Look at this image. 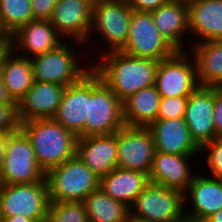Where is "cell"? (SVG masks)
I'll use <instances>...</instances> for the list:
<instances>
[{
    "instance_id": "3",
    "label": "cell",
    "mask_w": 222,
    "mask_h": 222,
    "mask_svg": "<svg viewBox=\"0 0 222 222\" xmlns=\"http://www.w3.org/2000/svg\"><path fill=\"white\" fill-rule=\"evenodd\" d=\"M50 201L83 202L99 187V178L75 155L45 173Z\"/></svg>"
},
{
    "instance_id": "27",
    "label": "cell",
    "mask_w": 222,
    "mask_h": 222,
    "mask_svg": "<svg viewBox=\"0 0 222 222\" xmlns=\"http://www.w3.org/2000/svg\"><path fill=\"white\" fill-rule=\"evenodd\" d=\"M161 99L155 85L137 91L122 103L124 124L148 127L157 120Z\"/></svg>"
},
{
    "instance_id": "26",
    "label": "cell",
    "mask_w": 222,
    "mask_h": 222,
    "mask_svg": "<svg viewBox=\"0 0 222 222\" xmlns=\"http://www.w3.org/2000/svg\"><path fill=\"white\" fill-rule=\"evenodd\" d=\"M189 49L200 86H222V40L196 43Z\"/></svg>"
},
{
    "instance_id": "5",
    "label": "cell",
    "mask_w": 222,
    "mask_h": 222,
    "mask_svg": "<svg viewBox=\"0 0 222 222\" xmlns=\"http://www.w3.org/2000/svg\"><path fill=\"white\" fill-rule=\"evenodd\" d=\"M72 43L64 41L57 48L30 58L33 70V79L40 82L56 83L68 86L78 82L86 73L92 69V65L88 67L82 65L83 61H79L83 57H79L72 48ZM74 52V53H73ZM81 64V65H80ZM85 67V68H84Z\"/></svg>"
},
{
    "instance_id": "40",
    "label": "cell",
    "mask_w": 222,
    "mask_h": 222,
    "mask_svg": "<svg viewBox=\"0 0 222 222\" xmlns=\"http://www.w3.org/2000/svg\"><path fill=\"white\" fill-rule=\"evenodd\" d=\"M5 222H34L32 219L23 215H17L13 217H3Z\"/></svg>"
},
{
    "instance_id": "36",
    "label": "cell",
    "mask_w": 222,
    "mask_h": 222,
    "mask_svg": "<svg viewBox=\"0 0 222 222\" xmlns=\"http://www.w3.org/2000/svg\"><path fill=\"white\" fill-rule=\"evenodd\" d=\"M169 0H126L128 5L134 11H146L152 12L158 9L161 5H164Z\"/></svg>"
},
{
    "instance_id": "31",
    "label": "cell",
    "mask_w": 222,
    "mask_h": 222,
    "mask_svg": "<svg viewBox=\"0 0 222 222\" xmlns=\"http://www.w3.org/2000/svg\"><path fill=\"white\" fill-rule=\"evenodd\" d=\"M206 151V164L211 171V177L222 179V137H216L212 141L200 147V154Z\"/></svg>"
},
{
    "instance_id": "18",
    "label": "cell",
    "mask_w": 222,
    "mask_h": 222,
    "mask_svg": "<svg viewBox=\"0 0 222 222\" xmlns=\"http://www.w3.org/2000/svg\"><path fill=\"white\" fill-rule=\"evenodd\" d=\"M117 132L78 137L76 155L100 179L118 167Z\"/></svg>"
},
{
    "instance_id": "38",
    "label": "cell",
    "mask_w": 222,
    "mask_h": 222,
    "mask_svg": "<svg viewBox=\"0 0 222 222\" xmlns=\"http://www.w3.org/2000/svg\"><path fill=\"white\" fill-rule=\"evenodd\" d=\"M7 103H15L12 101V99L9 97L6 86L3 82V78L0 74V104H7Z\"/></svg>"
},
{
    "instance_id": "9",
    "label": "cell",
    "mask_w": 222,
    "mask_h": 222,
    "mask_svg": "<svg viewBox=\"0 0 222 222\" xmlns=\"http://www.w3.org/2000/svg\"><path fill=\"white\" fill-rule=\"evenodd\" d=\"M130 218L155 222H186L184 194L150 182L131 206Z\"/></svg>"
},
{
    "instance_id": "25",
    "label": "cell",
    "mask_w": 222,
    "mask_h": 222,
    "mask_svg": "<svg viewBox=\"0 0 222 222\" xmlns=\"http://www.w3.org/2000/svg\"><path fill=\"white\" fill-rule=\"evenodd\" d=\"M0 74L9 97L18 104L34 82L30 58L19 56L10 49L2 60Z\"/></svg>"
},
{
    "instance_id": "2",
    "label": "cell",
    "mask_w": 222,
    "mask_h": 222,
    "mask_svg": "<svg viewBox=\"0 0 222 222\" xmlns=\"http://www.w3.org/2000/svg\"><path fill=\"white\" fill-rule=\"evenodd\" d=\"M20 129L30 140L45 173L76 155L77 137L53 119L20 122Z\"/></svg>"
},
{
    "instance_id": "22",
    "label": "cell",
    "mask_w": 222,
    "mask_h": 222,
    "mask_svg": "<svg viewBox=\"0 0 222 222\" xmlns=\"http://www.w3.org/2000/svg\"><path fill=\"white\" fill-rule=\"evenodd\" d=\"M187 3L189 35L195 37L191 39L193 44L188 45L222 40V0H187Z\"/></svg>"
},
{
    "instance_id": "4",
    "label": "cell",
    "mask_w": 222,
    "mask_h": 222,
    "mask_svg": "<svg viewBox=\"0 0 222 222\" xmlns=\"http://www.w3.org/2000/svg\"><path fill=\"white\" fill-rule=\"evenodd\" d=\"M124 126L122 102L91 69V96L88 99L84 137L114 134Z\"/></svg>"
},
{
    "instance_id": "15",
    "label": "cell",
    "mask_w": 222,
    "mask_h": 222,
    "mask_svg": "<svg viewBox=\"0 0 222 222\" xmlns=\"http://www.w3.org/2000/svg\"><path fill=\"white\" fill-rule=\"evenodd\" d=\"M214 103L215 86H199L188 96L184 120L199 147L216 138Z\"/></svg>"
},
{
    "instance_id": "29",
    "label": "cell",
    "mask_w": 222,
    "mask_h": 222,
    "mask_svg": "<svg viewBox=\"0 0 222 222\" xmlns=\"http://www.w3.org/2000/svg\"><path fill=\"white\" fill-rule=\"evenodd\" d=\"M32 20L31 0H0V27L6 36Z\"/></svg>"
},
{
    "instance_id": "11",
    "label": "cell",
    "mask_w": 222,
    "mask_h": 222,
    "mask_svg": "<svg viewBox=\"0 0 222 222\" xmlns=\"http://www.w3.org/2000/svg\"><path fill=\"white\" fill-rule=\"evenodd\" d=\"M155 86L162 98L189 96L193 93L200 85L191 53L188 50L177 51L170 58L159 61Z\"/></svg>"
},
{
    "instance_id": "23",
    "label": "cell",
    "mask_w": 222,
    "mask_h": 222,
    "mask_svg": "<svg viewBox=\"0 0 222 222\" xmlns=\"http://www.w3.org/2000/svg\"><path fill=\"white\" fill-rule=\"evenodd\" d=\"M151 14L155 26L168 42L177 51H187L186 42L183 41V36L190 33L187 0H169L166 4L152 11Z\"/></svg>"
},
{
    "instance_id": "8",
    "label": "cell",
    "mask_w": 222,
    "mask_h": 222,
    "mask_svg": "<svg viewBox=\"0 0 222 222\" xmlns=\"http://www.w3.org/2000/svg\"><path fill=\"white\" fill-rule=\"evenodd\" d=\"M45 172L38 165L32 144L19 128L5 136L4 165L0 184H30L40 182Z\"/></svg>"
},
{
    "instance_id": "39",
    "label": "cell",
    "mask_w": 222,
    "mask_h": 222,
    "mask_svg": "<svg viewBox=\"0 0 222 222\" xmlns=\"http://www.w3.org/2000/svg\"><path fill=\"white\" fill-rule=\"evenodd\" d=\"M5 156V136H0V174L4 165Z\"/></svg>"
},
{
    "instance_id": "41",
    "label": "cell",
    "mask_w": 222,
    "mask_h": 222,
    "mask_svg": "<svg viewBox=\"0 0 222 222\" xmlns=\"http://www.w3.org/2000/svg\"><path fill=\"white\" fill-rule=\"evenodd\" d=\"M204 222H222V208L208 217Z\"/></svg>"
},
{
    "instance_id": "37",
    "label": "cell",
    "mask_w": 222,
    "mask_h": 222,
    "mask_svg": "<svg viewBox=\"0 0 222 222\" xmlns=\"http://www.w3.org/2000/svg\"><path fill=\"white\" fill-rule=\"evenodd\" d=\"M11 49V38L7 37L4 39H0V67L4 56L9 52Z\"/></svg>"
},
{
    "instance_id": "42",
    "label": "cell",
    "mask_w": 222,
    "mask_h": 222,
    "mask_svg": "<svg viewBox=\"0 0 222 222\" xmlns=\"http://www.w3.org/2000/svg\"><path fill=\"white\" fill-rule=\"evenodd\" d=\"M129 222H155V221H149L144 219H136V218H130Z\"/></svg>"
},
{
    "instance_id": "45",
    "label": "cell",
    "mask_w": 222,
    "mask_h": 222,
    "mask_svg": "<svg viewBox=\"0 0 222 222\" xmlns=\"http://www.w3.org/2000/svg\"><path fill=\"white\" fill-rule=\"evenodd\" d=\"M186 222H199V221H190V220H186Z\"/></svg>"
},
{
    "instance_id": "43",
    "label": "cell",
    "mask_w": 222,
    "mask_h": 222,
    "mask_svg": "<svg viewBox=\"0 0 222 222\" xmlns=\"http://www.w3.org/2000/svg\"><path fill=\"white\" fill-rule=\"evenodd\" d=\"M8 36L5 35V33L2 31L1 27H0V39H4L7 38Z\"/></svg>"
},
{
    "instance_id": "32",
    "label": "cell",
    "mask_w": 222,
    "mask_h": 222,
    "mask_svg": "<svg viewBox=\"0 0 222 222\" xmlns=\"http://www.w3.org/2000/svg\"><path fill=\"white\" fill-rule=\"evenodd\" d=\"M188 96L162 98L157 119L184 118Z\"/></svg>"
},
{
    "instance_id": "7",
    "label": "cell",
    "mask_w": 222,
    "mask_h": 222,
    "mask_svg": "<svg viewBox=\"0 0 222 222\" xmlns=\"http://www.w3.org/2000/svg\"><path fill=\"white\" fill-rule=\"evenodd\" d=\"M50 205L46 179L30 184H0V217L23 215L46 222Z\"/></svg>"
},
{
    "instance_id": "13",
    "label": "cell",
    "mask_w": 222,
    "mask_h": 222,
    "mask_svg": "<svg viewBox=\"0 0 222 222\" xmlns=\"http://www.w3.org/2000/svg\"><path fill=\"white\" fill-rule=\"evenodd\" d=\"M94 0H58L49 19L65 40L88 42Z\"/></svg>"
},
{
    "instance_id": "10",
    "label": "cell",
    "mask_w": 222,
    "mask_h": 222,
    "mask_svg": "<svg viewBox=\"0 0 222 222\" xmlns=\"http://www.w3.org/2000/svg\"><path fill=\"white\" fill-rule=\"evenodd\" d=\"M121 51L131 56L157 61L170 58L177 52L155 26L151 12L134 10L129 35Z\"/></svg>"
},
{
    "instance_id": "24",
    "label": "cell",
    "mask_w": 222,
    "mask_h": 222,
    "mask_svg": "<svg viewBox=\"0 0 222 222\" xmlns=\"http://www.w3.org/2000/svg\"><path fill=\"white\" fill-rule=\"evenodd\" d=\"M149 183L147 173L116 167L99 179V188L113 199L131 208L137 196Z\"/></svg>"
},
{
    "instance_id": "20",
    "label": "cell",
    "mask_w": 222,
    "mask_h": 222,
    "mask_svg": "<svg viewBox=\"0 0 222 222\" xmlns=\"http://www.w3.org/2000/svg\"><path fill=\"white\" fill-rule=\"evenodd\" d=\"M192 158V155H176L155 151L149 181L184 194L196 174L190 167L192 164L188 162Z\"/></svg>"
},
{
    "instance_id": "1",
    "label": "cell",
    "mask_w": 222,
    "mask_h": 222,
    "mask_svg": "<svg viewBox=\"0 0 222 222\" xmlns=\"http://www.w3.org/2000/svg\"><path fill=\"white\" fill-rule=\"evenodd\" d=\"M102 57V58H101ZM92 69L123 103L137 91L155 85L159 61L128 55L121 50L104 52Z\"/></svg>"
},
{
    "instance_id": "16",
    "label": "cell",
    "mask_w": 222,
    "mask_h": 222,
    "mask_svg": "<svg viewBox=\"0 0 222 222\" xmlns=\"http://www.w3.org/2000/svg\"><path fill=\"white\" fill-rule=\"evenodd\" d=\"M204 175L195 174L184 193L186 220L204 222L222 208V179ZM187 202H191L189 208L193 207L190 212Z\"/></svg>"
},
{
    "instance_id": "19",
    "label": "cell",
    "mask_w": 222,
    "mask_h": 222,
    "mask_svg": "<svg viewBox=\"0 0 222 222\" xmlns=\"http://www.w3.org/2000/svg\"><path fill=\"white\" fill-rule=\"evenodd\" d=\"M66 86L56 83L35 81L31 89L17 104L19 123L52 119L60 104Z\"/></svg>"
},
{
    "instance_id": "17",
    "label": "cell",
    "mask_w": 222,
    "mask_h": 222,
    "mask_svg": "<svg viewBox=\"0 0 222 222\" xmlns=\"http://www.w3.org/2000/svg\"><path fill=\"white\" fill-rule=\"evenodd\" d=\"M10 38L11 49L14 53L19 52L17 55L26 58L44 54L57 48L65 41L49 20L40 19H34L21 26Z\"/></svg>"
},
{
    "instance_id": "12",
    "label": "cell",
    "mask_w": 222,
    "mask_h": 222,
    "mask_svg": "<svg viewBox=\"0 0 222 222\" xmlns=\"http://www.w3.org/2000/svg\"><path fill=\"white\" fill-rule=\"evenodd\" d=\"M117 145L119 168L149 175L156 150L148 127L125 125L117 131Z\"/></svg>"
},
{
    "instance_id": "30",
    "label": "cell",
    "mask_w": 222,
    "mask_h": 222,
    "mask_svg": "<svg viewBox=\"0 0 222 222\" xmlns=\"http://www.w3.org/2000/svg\"><path fill=\"white\" fill-rule=\"evenodd\" d=\"M46 222H88L83 202L50 201Z\"/></svg>"
},
{
    "instance_id": "44",
    "label": "cell",
    "mask_w": 222,
    "mask_h": 222,
    "mask_svg": "<svg viewBox=\"0 0 222 222\" xmlns=\"http://www.w3.org/2000/svg\"><path fill=\"white\" fill-rule=\"evenodd\" d=\"M0 222H5L3 217H0Z\"/></svg>"
},
{
    "instance_id": "35",
    "label": "cell",
    "mask_w": 222,
    "mask_h": 222,
    "mask_svg": "<svg viewBox=\"0 0 222 222\" xmlns=\"http://www.w3.org/2000/svg\"><path fill=\"white\" fill-rule=\"evenodd\" d=\"M213 120L216 130V137H222V86H215Z\"/></svg>"
},
{
    "instance_id": "28",
    "label": "cell",
    "mask_w": 222,
    "mask_h": 222,
    "mask_svg": "<svg viewBox=\"0 0 222 222\" xmlns=\"http://www.w3.org/2000/svg\"><path fill=\"white\" fill-rule=\"evenodd\" d=\"M88 222H129L130 208L107 195L101 188L83 201Z\"/></svg>"
},
{
    "instance_id": "21",
    "label": "cell",
    "mask_w": 222,
    "mask_h": 222,
    "mask_svg": "<svg viewBox=\"0 0 222 222\" xmlns=\"http://www.w3.org/2000/svg\"><path fill=\"white\" fill-rule=\"evenodd\" d=\"M148 128L151 130L155 150L176 155H200V147L192 139L184 118L157 119Z\"/></svg>"
},
{
    "instance_id": "14",
    "label": "cell",
    "mask_w": 222,
    "mask_h": 222,
    "mask_svg": "<svg viewBox=\"0 0 222 222\" xmlns=\"http://www.w3.org/2000/svg\"><path fill=\"white\" fill-rule=\"evenodd\" d=\"M91 96V70L78 82L66 86L53 120L77 138L84 137V124L88 116V99Z\"/></svg>"
},
{
    "instance_id": "6",
    "label": "cell",
    "mask_w": 222,
    "mask_h": 222,
    "mask_svg": "<svg viewBox=\"0 0 222 222\" xmlns=\"http://www.w3.org/2000/svg\"><path fill=\"white\" fill-rule=\"evenodd\" d=\"M133 9L126 0H94L88 42L93 34H99L105 40L102 51L121 50L129 35Z\"/></svg>"
},
{
    "instance_id": "33",
    "label": "cell",
    "mask_w": 222,
    "mask_h": 222,
    "mask_svg": "<svg viewBox=\"0 0 222 222\" xmlns=\"http://www.w3.org/2000/svg\"><path fill=\"white\" fill-rule=\"evenodd\" d=\"M20 128L17 104H0V136H7Z\"/></svg>"
},
{
    "instance_id": "34",
    "label": "cell",
    "mask_w": 222,
    "mask_h": 222,
    "mask_svg": "<svg viewBox=\"0 0 222 222\" xmlns=\"http://www.w3.org/2000/svg\"><path fill=\"white\" fill-rule=\"evenodd\" d=\"M58 0H31L34 19L49 20Z\"/></svg>"
}]
</instances>
